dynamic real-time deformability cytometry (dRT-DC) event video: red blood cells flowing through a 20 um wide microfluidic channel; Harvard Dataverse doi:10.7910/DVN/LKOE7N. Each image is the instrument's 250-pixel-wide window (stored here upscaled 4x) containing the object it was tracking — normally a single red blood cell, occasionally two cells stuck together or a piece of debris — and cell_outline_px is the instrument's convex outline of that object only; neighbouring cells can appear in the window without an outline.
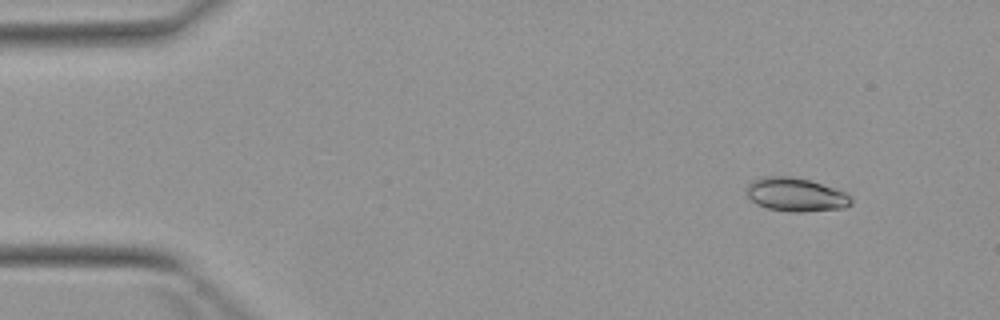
{"species": "Egyptian fruit bat (a non-hibernating species)", "species_latin": "Rousettus aegyptiacus", "temperature_condition": "warm", "stored_images_in_passage": 4, "camera_frame_rate_fps": 3000, "um_per_image_px": 0.085, "animal": {"sex": "female"}, "frame": {"image": 1, "passage_image": 1, "time_ms": 0.0, "image_size_px": [1000, 320], "cell_outline_px": [[852, 204], [844, 208], [804, 212], [788, 212], [768, 208], [756, 204], [748, 196], [744, 188], [752, 180], [764, 176], [792, 176], [808, 180], [844, 192], [852, 196]], "centroid_in_image_um": [67.61, 16.55], "position_along_channel_um": 17.4, "area_um2": 20.58}}
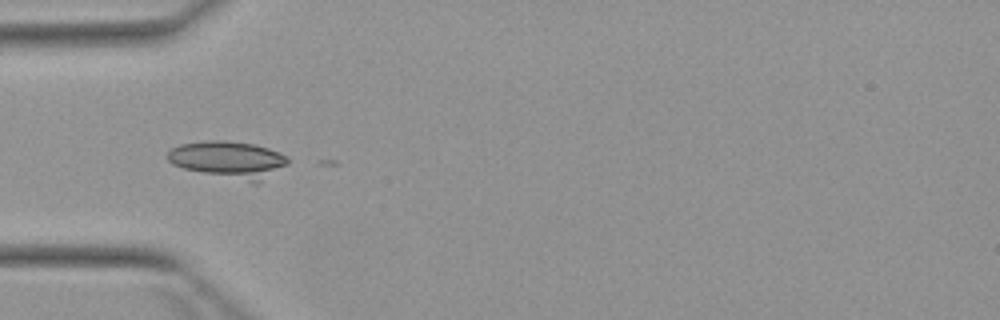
{"frame": {"image": 2, "passage_image": 4, "time_ms": 3.667, "image_size_px": [1000, 320], "cell_outline_px": [[288, 164], [256, 184], [252, 184], [184, 168], [172, 164], [168, 160], [168, 152], [172, 148], [180, 144], [204, 140], [224, 140], [256, 144], [280, 152], [288, 156]], "centroid_in_image_um": [19.45, 13.56], "position_along_channel_um": 65.5, "area_um2": 26.07}}